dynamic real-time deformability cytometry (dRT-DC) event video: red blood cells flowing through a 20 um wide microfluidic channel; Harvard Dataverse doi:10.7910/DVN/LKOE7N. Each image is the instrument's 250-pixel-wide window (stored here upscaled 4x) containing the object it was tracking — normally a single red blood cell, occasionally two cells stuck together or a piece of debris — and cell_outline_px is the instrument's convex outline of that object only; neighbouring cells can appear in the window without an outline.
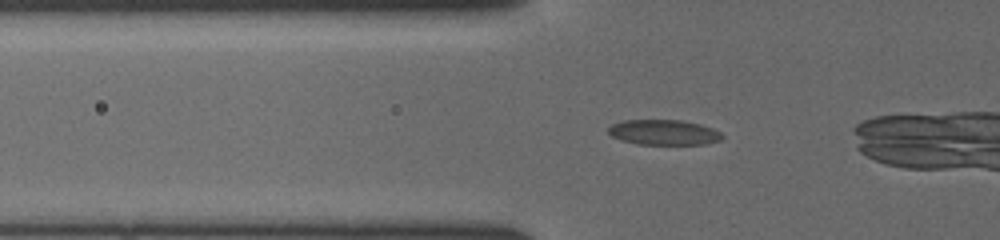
{"species": "common noctule bat (a hibernating species)", "species_latin": "Nyctalus noctula", "temperature_condition": "cold", "stored_images_in_passage": 37, "camera_frame_rate_fps": 3000, "um_per_image_px": 0.085, "animal": {"sex": "female", "body_mass_g": 19.5, "forearm_length_mm": 54.1}, "frame": {"image": 1, "passage_image": 14, "time_ms": 4.333, "image_size_px": [1000, 240], "cell_outline_px": [[724, 136], [720, 140], [704, 144], [636, 144], [620, 140], [612, 136], [608, 132], [608, 128], [612, 124], [624, 120], [680, 120], [700, 124], [712, 128], [720, 132]], "centroid_in_image_um": [56.41, 11.25], "position_along_channel_um": 69.4, "area_um2": 16.7}}
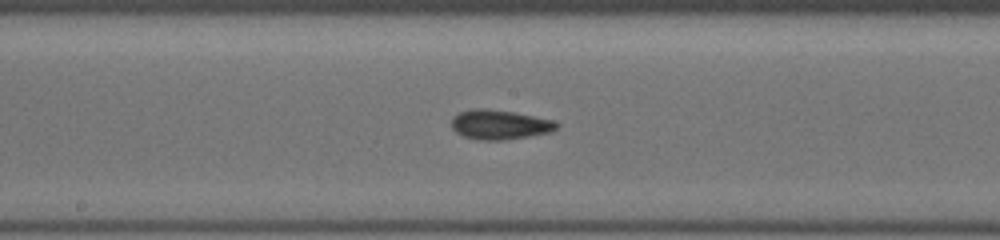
{"frame": {"image": 2, "passage_image": 24, "time_ms": 7.667, "image_size_px": [1000, 240], "cell_outline_px": [[560, 124], [556, 128], [548, 132], [528, 136], [504, 140], [480, 140], [464, 136], [456, 132], [452, 128], [452, 116], [460, 112], [472, 108], [484, 108], [512, 112], [552, 120]], "centroid_in_image_um": [42.42, 10.59], "position_along_channel_um": 205.8, "area_um2": 17.86}}
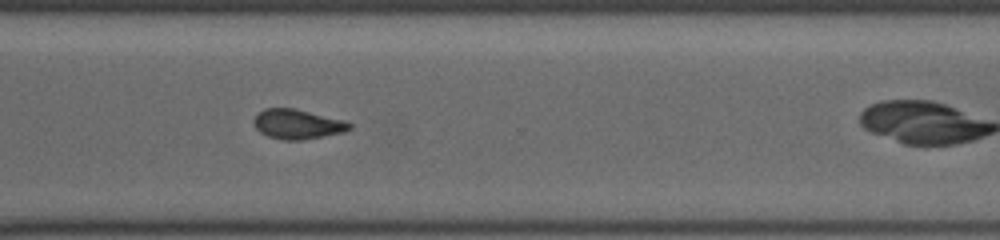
{"frame": {"image": 3, "passage_image": 34, "time_ms": 11.0, "image_size_px": [1000, 240], "cell_outline_px": [[352, 128], [344, 132], [300, 140], [284, 140], [268, 136], [260, 132], [256, 128], [252, 120], [264, 108], [296, 108], [344, 120], [352, 124]], "centroid_in_image_um": [25.29, 10.54], "position_along_channel_um": 345.3, "area_um2": 16.53}}